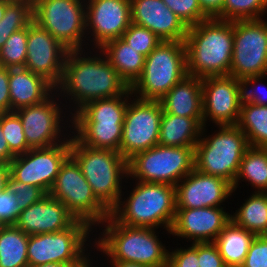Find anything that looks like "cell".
Wrapping results in <instances>:
<instances>
[{"instance_id":"cell-28","label":"cell","mask_w":267,"mask_h":267,"mask_svg":"<svg viewBox=\"0 0 267 267\" xmlns=\"http://www.w3.org/2000/svg\"><path fill=\"white\" fill-rule=\"evenodd\" d=\"M255 235L232 221L220 232L214 243L227 267H241Z\"/></svg>"},{"instance_id":"cell-33","label":"cell","mask_w":267,"mask_h":267,"mask_svg":"<svg viewBox=\"0 0 267 267\" xmlns=\"http://www.w3.org/2000/svg\"><path fill=\"white\" fill-rule=\"evenodd\" d=\"M237 126L245 134L249 146L267 147V106L241 103Z\"/></svg>"},{"instance_id":"cell-49","label":"cell","mask_w":267,"mask_h":267,"mask_svg":"<svg viewBox=\"0 0 267 267\" xmlns=\"http://www.w3.org/2000/svg\"><path fill=\"white\" fill-rule=\"evenodd\" d=\"M9 175V164L0 162V192L6 189V182Z\"/></svg>"},{"instance_id":"cell-27","label":"cell","mask_w":267,"mask_h":267,"mask_svg":"<svg viewBox=\"0 0 267 267\" xmlns=\"http://www.w3.org/2000/svg\"><path fill=\"white\" fill-rule=\"evenodd\" d=\"M129 95L132 93L90 101L75 111L70 121H73L72 123H124Z\"/></svg>"},{"instance_id":"cell-1","label":"cell","mask_w":267,"mask_h":267,"mask_svg":"<svg viewBox=\"0 0 267 267\" xmlns=\"http://www.w3.org/2000/svg\"><path fill=\"white\" fill-rule=\"evenodd\" d=\"M82 50H69L65 59L63 77L56 87L71 96L79 110L86 103L131 93L130 87L119 76L107 58L83 55ZM80 55V56H79Z\"/></svg>"},{"instance_id":"cell-29","label":"cell","mask_w":267,"mask_h":267,"mask_svg":"<svg viewBox=\"0 0 267 267\" xmlns=\"http://www.w3.org/2000/svg\"><path fill=\"white\" fill-rule=\"evenodd\" d=\"M74 136L91 148L110 149L119 152L123 123H73Z\"/></svg>"},{"instance_id":"cell-48","label":"cell","mask_w":267,"mask_h":267,"mask_svg":"<svg viewBox=\"0 0 267 267\" xmlns=\"http://www.w3.org/2000/svg\"><path fill=\"white\" fill-rule=\"evenodd\" d=\"M14 157L15 155L10 151L0 125V162L9 164Z\"/></svg>"},{"instance_id":"cell-11","label":"cell","mask_w":267,"mask_h":267,"mask_svg":"<svg viewBox=\"0 0 267 267\" xmlns=\"http://www.w3.org/2000/svg\"><path fill=\"white\" fill-rule=\"evenodd\" d=\"M83 1L36 0L33 3V21L68 50H83L82 38L86 37V4Z\"/></svg>"},{"instance_id":"cell-9","label":"cell","mask_w":267,"mask_h":267,"mask_svg":"<svg viewBox=\"0 0 267 267\" xmlns=\"http://www.w3.org/2000/svg\"><path fill=\"white\" fill-rule=\"evenodd\" d=\"M61 200L76 220L90 227L103 223L110 211L96 198L79 164L69 155L60 167L49 193Z\"/></svg>"},{"instance_id":"cell-20","label":"cell","mask_w":267,"mask_h":267,"mask_svg":"<svg viewBox=\"0 0 267 267\" xmlns=\"http://www.w3.org/2000/svg\"><path fill=\"white\" fill-rule=\"evenodd\" d=\"M231 222L222 207L176 208L170 234L194 239L193 243L214 242Z\"/></svg>"},{"instance_id":"cell-17","label":"cell","mask_w":267,"mask_h":267,"mask_svg":"<svg viewBox=\"0 0 267 267\" xmlns=\"http://www.w3.org/2000/svg\"><path fill=\"white\" fill-rule=\"evenodd\" d=\"M87 3L86 30H92L93 44L98 49L122 37L131 24L130 0H88Z\"/></svg>"},{"instance_id":"cell-53","label":"cell","mask_w":267,"mask_h":267,"mask_svg":"<svg viewBox=\"0 0 267 267\" xmlns=\"http://www.w3.org/2000/svg\"><path fill=\"white\" fill-rule=\"evenodd\" d=\"M5 224L2 222V221H0V230L2 229V227L4 226Z\"/></svg>"},{"instance_id":"cell-45","label":"cell","mask_w":267,"mask_h":267,"mask_svg":"<svg viewBox=\"0 0 267 267\" xmlns=\"http://www.w3.org/2000/svg\"><path fill=\"white\" fill-rule=\"evenodd\" d=\"M264 76L266 77V75L250 76V77H247V78H243L241 80L242 103H251V104H254V105H258V106H263V105L267 106V97H265L264 94L262 96L259 93H257V89L261 88V87H258L256 89V91L254 90L253 87H251L250 91H249V88H248L250 86V84L252 86H254V84H257L258 82H261V79H263ZM258 90H260V89H258ZM261 90H263V89L261 88Z\"/></svg>"},{"instance_id":"cell-26","label":"cell","mask_w":267,"mask_h":267,"mask_svg":"<svg viewBox=\"0 0 267 267\" xmlns=\"http://www.w3.org/2000/svg\"><path fill=\"white\" fill-rule=\"evenodd\" d=\"M100 50L129 87L142 74L145 56L130 47L121 37L107 42Z\"/></svg>"},{"instance_id":"cell-15","label":"cell","mask_w":267,"mask_h":267,"mask_svg":"<svg viewBox=\"0 0 267 267\" xmlns=\"http://www.w3.org/2000/svg\"><path fill=\"white\" fill-rule=\"evenodd\" d=\"M203 127L209 117L217 126L237 125L242 103L241 80L231 75L201 79Z\"/></svg>"},{"instance_id":"cell-7","label":"cell","mask_w":267,"mask_h":267,"mask_svg":"<svg viewBox=\"0 0 267 267\" xmlns=\"http://www.w3.org/2000/svg\"><path fill=\"white\" fill-rule=\"evenodd\" d=\"M212 137H200L194 149V168L202 173L221 177L232 185L249 144L237 125L218 126Z\"/></svg>"},{"instance_id":"cell-44","label":"cell","mask_w":267,"mask_h":267,"mask_svg":"<svg viewBox=\"0 0 267 267\" xmlns=\"http://www.w3.org/2000/svg\"><path fill=\"white\" fill-rule=\"evenodd\" d=\"M20 212L15 194L9 193L6 189L0 192V221L5 225L14 224Z\"/></svg>"},{"instance_id":"cell-51","label":"cell","mask_w":267,"mask_h":267,"mask_svg":"<svg viewBox=\"0 0 267 267\" xmlns=\"http://www.w3.org/2000/svg\"><path fill=\"white\" fill-rule=\"evenodd\" d=\"M111 264L113 267H148L145 265L125 261H111Z\"/></svg>"},{"instance_id":"cell-38","label":"cell","mask_w":267,"mask_h":267,"mask_svg":"<svg viewBox=\"0 0 267 267\" xmlns=\"http://www.w3.org/2000/svg\"><path fill=\"white\" fill-rule=\"evenodd\" d=\"M130 47L147 57L162 41L149 29L131 23L121 37Z\"/></svg>"},{"instance_id":"cell-10","label":"cell","mask_w":267,"mask_h":267,"mask_svg":"<svg viewBox=\"0 0 267 267\" xmlns=\"http://www.w3.org/2000/svg\"><path fill=\"white\" fill-rule=\"evenodd\" d=\"M91 227L77 220L69 228L55 233L29 235L27 255L29 266L46 263L91 265L85 256V242Z\"/></svg>"},{"instance_id":"cell-35","label":"cell","mask_w":267,"mask_h":267,"mask_svg":"<svg viewBox=\"0 0 267 267\" xmlns=\"http://www.w3.org/2000/svg\"><path fill=\"white\" fill-rule=\"evenodd\" d=\"M27 37L28 26L12 33L0 49V66L24 68L27 57Z\"/></svg>"},{"instance_id":"cell-34","label":"cell","mask_w":267,"mask_h":267,"mask_svg":"<svg viewBox=\"0 0 267 267\" xmlns=\"http://www.w3.org/2000/svg\"><path fill=\"white\" fill-rule=\"evenodd\" d=\"M33 22V3L28 0H10L0 20V49L6 40Z\"/></svg>"},{"instance_id":"cell-5","label":"cell","mask_w":267,"mask_h":267,"mask_svg":"<svg viewBox=\"0 0 267 267\" xmlns=\"http://www.w3.org/2000/svg\"><path fill=\"white\" fill-rule=\"evenodd\" d=\"M70 155L96 198L109 211L116 207L121 201L123 175L128 177V161L119 152L83 145L75 136L70 139Z\"/></svg>"},{"instance_id":"cell-23","label":"cell","mask_w":267,"mask_h":267,"mask_svg":"<svg viewBox=\"0 0 267 267\" xmlns=\"http://www.w3.org/2000/svg\"><path fill=\"white\" fill-rule=\"evenodd\" d=\"M9 88L11 112L44 102L56 89L45 78L26 68H9Z\"/></svg>"},{"instance_id":"cell-31","label":"cell","mask_w":267,"mask_h":267,"mask_svg":"<svg viewBox=\"0 0 267 267\" xmlns=\"http://www.w3.org/2000/svg\"><path fill=\"white\" fill-rule=\"evenodd\" d=\"M29 235L14 224L0 230V267H28Z\"/></svg>"},{"instance_id":"cell-32","label":"cell","mask_w":267,"mask_h":267,"mask_svg":"<svg viewBox=\"0 0 267 267\" xmlns=\"http://www.w3.org/2000/svg\"><path fill=\"white\" fill-rule=\"evenodd\" d=\"M249 181L257 192H267V147L249 146L240 163V169L235 179L233 192L238 187L239 180Z\"/></svg>"},{"instance_id":"cell-4","label":"cell","mask_w":267,"mask_h":267,"mask_svg":"<svg viewBox=\"0 0 267 267\" xmlns=\"http://www.w3.org/2000/svg\"><path fill=\"white\" fill-rule=\"evenodd\" d=\"M104 222L107 223L102 234L104 237L96 241V247L109 255L110 261L167 267L169 251L159 241L154 228L126 226L111 215Z\"/></svg>"},{"instance_id":"cell-3","label":"cell","mask_w":267,"mask_h":267,"mask_svg":"<svg viewBox=\"0 0 267 267\" xmlns=\"http://www.w3.org/2000/svg\"><path fill=\"white\" fill-rule=\"evenodd\" d=\"M136 185L126 201H120L110 215L126 226L154 229L164 226L170 233L176 215V186L140 181Z\"/></svg>"},{"instance_id":"cell-12","label":"cell","mask_w":267,"mask_h":267,"mask_svg":"<svg viewBox=\"0 0 267 267\" xmlns=\"http://www.w3.org/2000/svg\"><path fill=\"white\" fill-rule=\"evenodd\" d=\"M230 75L239 80L267 75V22L262 18L233 21Z\"/></svg>"},{"instance_id":"cell-16","label":"cell","mask_w":267,"mask_h":267,"mask_svg":"<svg viewBox=\"0 0 267 267\" xmlns=\"http://www.w3.org/2000/svg\"><path fill=\"white\" fill-rule=\"evenodd\" d=\"M68 49L34 21L28 26L27 57L24 68L42 76L54 87L63 77Z\"/></svg>"},{"instance_id":"cell-46","label":"cell","mask_w":267,"mask_h":267,"mask_svg":"<svg viewBox=\"0 0 267 267\" xmlns=\"http://www.w3.org/2000/svg\"><path fill=\"white\" fill-rule=\"evenodd\" d=\"M11 112L9 68L0 66V113Z\"/></svg>"},{"instance_id":"cell-22","label":"cell","mask_w":267,"mask_h":267,"mask_svg":"<svg viewBox=\"0 0 267 267\" xmlns=\"http://www.w3.org/2000/svg\"><path fill=\"white\" fill-rule=\"evenodd\" d=\"M131 23L145 27L162 41H185L188 27L162 0H130Z\"/></svg>"},{"instance_id":"cell-25","label":"cell","mask_w":267,"mask_h":267,"mask_svg":"<svg viewBox=\"0 0 267 267\" xmlns=\"http://www.w3.org/2000/svg\"><path fill=\"white\" fill-rule=\"evenodd\" d=\"M203 118L176 116L163 111L160 122L159 145L195 147L203 135ZM202 133V135H201Z\"/></svg>"},{"instance_id":"cell-8","label":"cell","mask_w":267,"mask_h":267,"mask_svg":"<svg viewBox=\"0 0 267 267\" xmlns=\"http://www.w3.org/2000/svg\"><path fill=\"white\" fill-rule=\"evenodd\" d=\"M195 147L156 145L128 160V177L176 186L194 169Z\"/></svg>"},{"instance_id":"cell-37","label":"cell","mask_w":267,"mask_h":267,"mask_svg":"<svg viewBox=\"0 0 267 267\" xmlns=\"http://www.w3.org/2000/svg\"><path fill=\"white\" fill-rule=\"evenodd\" d=\"M0 125L8 147L15 156L31 149L26 142L20 117L14 111L0 113Z\"/></svg>"},{"instance_id":"cell-52","label":"cell","mask_w":267,"mask_h":267,"mask_svg":"<svg viewBox=\"0 0 267 267\" xmlns=\"http://www.w3.org/2000/svg\"><path fill=\"white\" fill-rule=\"evenodd\" d=\"M10 0H0V20L3 18L6 10V5Z\"/></svg>"},{"instance_id":"cell-41","label":"cell","mask_w":267,"mask_h":267,"mask_svg":"<svg viewBox=\"0 0 267 267\" xmlns=\"http://www.w3.org/2000/svg\"><path fill=\"white\" fill-rule=\"evenodd\" d=\"M241 267H267V235L254 237Z\"/></svg>"},{"instance_id":"cell-39","label":"cell","mask_w":267,"mask_h":267,"mask_svg":"<svg viewBox=\"0 0 267 267\" xmlns=\"http://www.w3.org/2000/svg\"><path fill=\"white\" fill-rule=\"evenodd\" d=\"M187 27L209 19L202 11L198 0H162Z\"/></svg>"},{"instance_id":"cell-24","label":"cell","mask_w":267,"mask_h":267,"mask_svg":"<svg viewBox=\"0 0 267 267\" xmlns=\"http://www.w3.org/2000/svg\"><path fill=\"white\" fill-rule=\"evenodd\" d=\"M159 102L166 113L188 118H203L201 78L187 75Z\"/></svg>"},{"instance_id":"cell-18","label":"cell","mask_w":267,"mask_h":267,"mask_svg":"<svg viewBox=\"0 0 267 267\" xmlns=\"http://www.w3.org/2000/svg\"><path fill=\"white\" fill-rule=\"evenodd\" d=\"M176 185V208L220 207L233 193L227 180L195 168Z\"/></svg>"},{"instance_id":"cell-2","label":"cell","mask_w":267,"mask_h":267,"mask_svg":"<svg viewBox=\"0 0 267 267\" xmlns=\"http://www.w3.org/2000/svg\"><path fill=\"white\" fill-rule=\"evenodd\" d=\"M185 46L188 75L201 79L230 75L233 21L209 18L188 27Z\"/></svg>"},{"instance_id":"cell-50","label":"cell","mask_w":267,"mask_h":267,"mask_svg":"<svg viewBox=\"0 0 267 267\" xmlns=\"http://www.w3.org/2000/svg\"><path fill=\"white\" fill-rule=\"evenodd\" d=\"M91 265H69L64 263H46L40 264L36 266H28V267H89Z\"/></svg>"},{"instance_id":"cell-40","label":"cell","mask_w":267,"mask_h":267,"mask_svg":"<svg viewBox=\"0 0 267 267\" xmlns=\"http://www.w3.org/2000/svg\"><path fill=\"white\" fill-rule=\"evenodd\" d=\"M6 190L15 194L16 204L20 211L41 200L46 193L36 186L25 184L9 175L6 182Z\"/></svg>"},{"instance_id":"cell-42","label":"cell","mask_w":267,"mask_h":267,"mask_svg":"<svg viewBox=\"0 0 267 267\" xmlns=\"http://www.w3.org/2000/svg\"><path fill=\"white\" fill-rule=\"evenodd\" d=\"M167 267H199L198 243H192L188 249H176L168 254Z\"/></svg>"},{"instance_id":"cell-36","label":"cell","mask_w":267,"mask_h":267,"mask_svg":"<svg viewBox=\"0 0 267 267\" xmlns=\"http://www.w3.org/2000/svg\"><path fill=\"white\" fill-rule=\"evenodd\" d=\"M267 10V0H224L222 20L261 19Z\"/></svg>"},{"instance_id":"cell-6","label":"cell","mask_w":267,"mask_h":267,"mask_svg":"<svg viewBox=\"0 0 267 267\" xmlns=\"http://www.w3.org/2000/svg\"><path fill=\"white\" fill-rule=\"evenodd\" d=\"M187 75L185 41H161L145 57L142 74L130 90L139 99L160 100Z\"/></svg>"},{"instance_id":"cell-47","label":"cell","mask_w":267,"mask_h":267,"mask_svg":"<svg viewBox=\"0 0 267 267\" xmlns=\"http://www.w3.org/2000/svg\"><path fill=\"white\" fill-rule=\"evenodd\" d=\"M202 11L209 18H217L222 20V9L224 0H198Z\"/></svg>"},{"instance_id":"cell-13","label":"cell","mask_w":267,"mask_h":267,"mask_svg":"<svg viewBox=\"0 0 267 267\" xmlns=\"http://www.w3.org/2000/svg\"><path fill=\"white\" fill-rule=\"evenodd\" d=\"M162 106L159 100L137 98L128 103L119 153L128 161L136 153L159 144Z\"/></svg>"},{"instance_id":"cell-14","label":"cell","mask_w":267,"mask_h":267,"mask_svg":"<svg viewBox=\"0 0 267 267\" xmlns=\"http://www.w3.org/2000/svg\"><path fill=\"white\" fill-rule=\"evenodd\" d=\"M70 155V139L45 148H32L9 163L10 175L25 184L49 193L60 167Z\"/></svg>"},{"instance_id":"cell-21","label":"cell","mask_w":267,"mask_h":267,"mask_svg":"<svg viewBox=\"0 0 267 267\" xmlns=\"http://www.w3.org/2000/svg\"><path fill=\"white\" fill-rule=\"evenodd\" d=\"M76 221L61 200L46 194L22 210L14 225L27 235H35L63 231Z\"/></svg>"},{"instance_id":"cell-43","label":"cell","mask_w":267,"mask_h":267,"mask_svg":"<svg viewBox=\"0 0 267 267\" xmlns=\"http://www.w3.org/2000/svg\"><path fill=\"white\" fill-rule=\"evenodd\" d=\"M199 267H226L219 249L214 242L198 243Z\"/></svg>"},{"instance_id":"cell-19","label":"cell","mask_w":267,"mask_h":267,"mask_svg":"<svg viewBox=\"0 0 267 267\" xmlns=\"http://www.w3.org/2000/svg\"><path fill=\"white\" fill-rule=\"evenodd\" d=\"M52 97L40 104L14 111L20 117L26 142L31 149L50 147L61 142L58 138L61 134L60 122L63 121L60 118L62 111Z\"/></svg>"},{"instance_id":"cell-30","label":"cell","mask_w":267,"mask_h":267,"mask_svg":"<svg viewBox=\"0 0 267 267\" xmlns=\"http://www.w3.org/2000/svg\"><path fill=\"white\" fill-rule=\"evenodd\" d=\"M231 215V221L255 236L267 235V192L254 191L243 205Z\"/></svg>"}]
</instances>
